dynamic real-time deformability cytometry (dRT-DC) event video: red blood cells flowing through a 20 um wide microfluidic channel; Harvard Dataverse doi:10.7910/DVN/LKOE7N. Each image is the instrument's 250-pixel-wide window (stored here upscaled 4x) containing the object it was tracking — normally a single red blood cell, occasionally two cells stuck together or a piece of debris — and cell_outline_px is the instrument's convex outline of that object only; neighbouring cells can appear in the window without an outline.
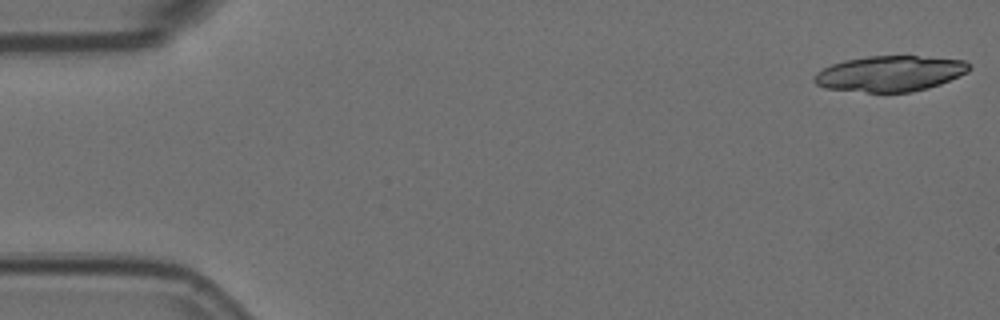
{"species": "Egyptian fruit bat (a non-hibernating species)", "species_latin": "Rousettus aegyptiacus", "temperature_condition": "room temperature", "stored_images_in_passage": 20, "camera_frame_rate_fps": 3000, "um_per_image_px": 0.085, "animal": {"sex": "female"}, "frame": {"image": 1, "passage_image": 1, "time_ms": 0.0, "image_size_px": [1000, 320], "cell_outline_px": [[972, 68], [968, 72], [940, 84], [928, 88], [912, 92], [864, 92], [824, 88], [816, 84], [812, 80], [816, 72], [832, 64], [844, 60], [868, 56], [916, 56], [964, 60], [972, 64]], "centroid_in_image_um": [75.65, 6.25], "position_along_channel_um": 9.3, "area_um2": 32.31}}